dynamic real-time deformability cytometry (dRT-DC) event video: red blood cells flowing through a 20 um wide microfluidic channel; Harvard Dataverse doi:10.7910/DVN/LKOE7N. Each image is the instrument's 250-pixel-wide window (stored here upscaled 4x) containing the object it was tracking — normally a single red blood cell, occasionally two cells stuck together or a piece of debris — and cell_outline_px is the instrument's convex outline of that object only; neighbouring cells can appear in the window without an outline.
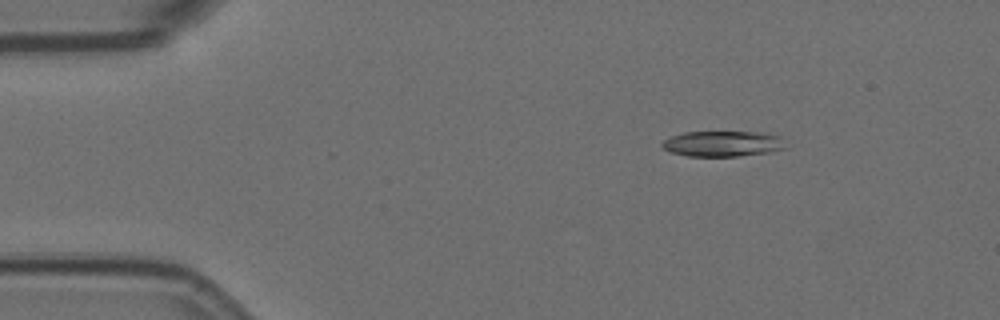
{"species": "Egyptian fruit bat (a non-hibernating species)", "species_latin": "Rousettus aegyptiacus", "temperature_condition": "room temperature", "stored_images_in_passage": 6, "segment_of_instrument_passage": [2, 2], "camera_frame_rate_fps": 3000, "um_per_image_px": 0.085, "animal": {"sex": "female"}, "frame": {"image": 1, "passage_image": 6, "time_ms": 1.667, "image_size_px": [1000, 320], "cell_outline_px": [[788, 148], [768, 152], [740, 156], [688, 156], [672, 152], [664, 148], [660, 144], [664, 140], [672, 136], [684, 132], [760, 132], [780, 136]], "centroid_in_image_um": [61.46, 12.21], "position_along_channel_um": 23.5, "area_um2": 18.38}}